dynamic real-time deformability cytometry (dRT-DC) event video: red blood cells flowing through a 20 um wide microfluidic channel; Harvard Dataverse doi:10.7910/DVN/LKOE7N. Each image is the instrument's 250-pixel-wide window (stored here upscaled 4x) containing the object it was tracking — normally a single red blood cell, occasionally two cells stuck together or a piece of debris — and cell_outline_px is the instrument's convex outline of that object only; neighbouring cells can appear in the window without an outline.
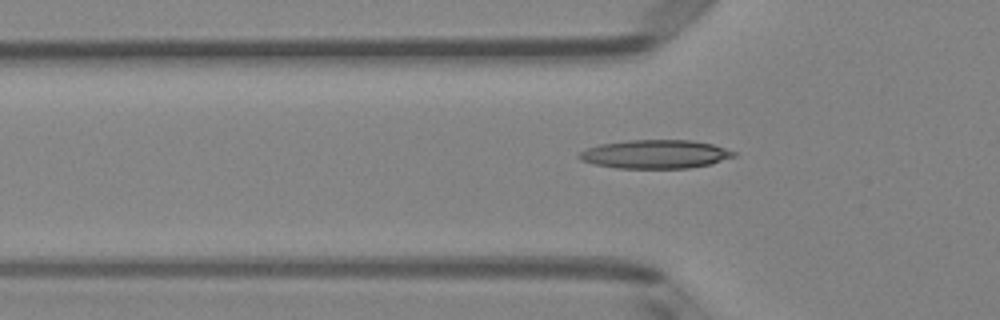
{"species": "Egyptian fruit bat (a non-hibernating species)", "species_latin": "Rousettus aegyptiacus", "temperature_condition": "room temperature", "stored_images_in_passage": 46, "camera_frame_rate_fps": 3000, "um_per_image_px": 0.085, "animal": {"sex": "female"}, "frame": {"image": 1, "passage_image": 16, "time_ms": 5.0, "image_size_px": [1000, 320], "cell_outline_px": [[736, 156], [712, 164], [688, 168], [616, 168], [596, 164], [580, 160], [576, 156], [580, 152], [588, 148], [600, 144], [628, 140], [692, 140], [712, 144], [736, 152]], "centroid_in_image_um": [55.71, 13.1], "position_along_channel_um": 70.1, "area_um2": 25.78}}
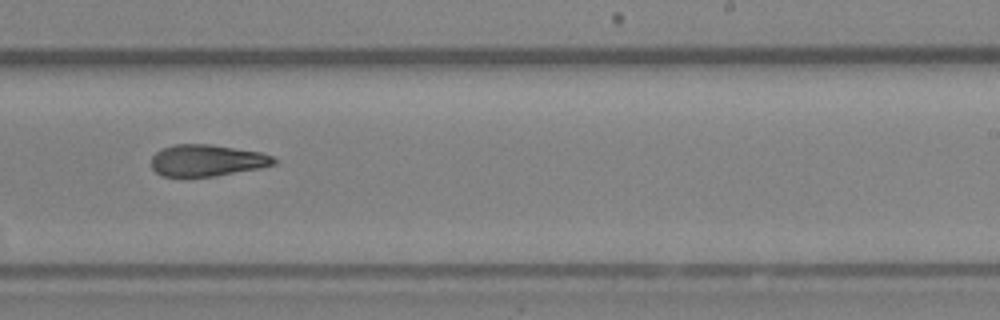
{"frame": {"image": 2, "passage_image": 31, "time_ms": 10.0, "image_size_px": [1000, 320], "cell_outline_px": [[280, 160], [276, 164], [260, 168], [212, 176], [184, 180], [180, 180], [164, 176], [156, 172], [152, 168], [152, 156], [156, 152], [172, 144], [212, 144], [260, 152], [272, 156]], "centroid_in_image_um": [17.56, 13.67], "position_along_channel_um": 271.4, "area_um2": 23.29}}
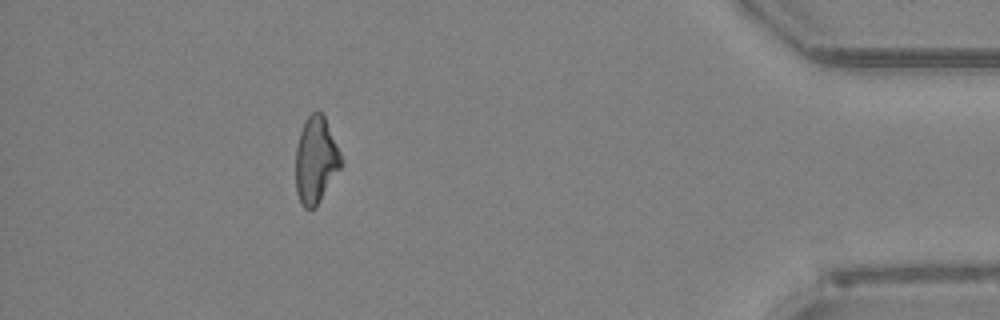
{"frame": {"image": 3, "passage_image": 45, "time_ms": 14.667, "image_size_px": [1000, 320], "cell_outline_px": [[344, 160], [340, 168], [316, 208], [304, 208], [300, 204], [296, 192], [296, 148], [300, 132], [308, 116], [312, 112], [320, 112], [324, 116]], "centroid_in_image_um": [26.85, 13.65], "position_along_channel_um": 408.4, "area_um2": 22.83}}